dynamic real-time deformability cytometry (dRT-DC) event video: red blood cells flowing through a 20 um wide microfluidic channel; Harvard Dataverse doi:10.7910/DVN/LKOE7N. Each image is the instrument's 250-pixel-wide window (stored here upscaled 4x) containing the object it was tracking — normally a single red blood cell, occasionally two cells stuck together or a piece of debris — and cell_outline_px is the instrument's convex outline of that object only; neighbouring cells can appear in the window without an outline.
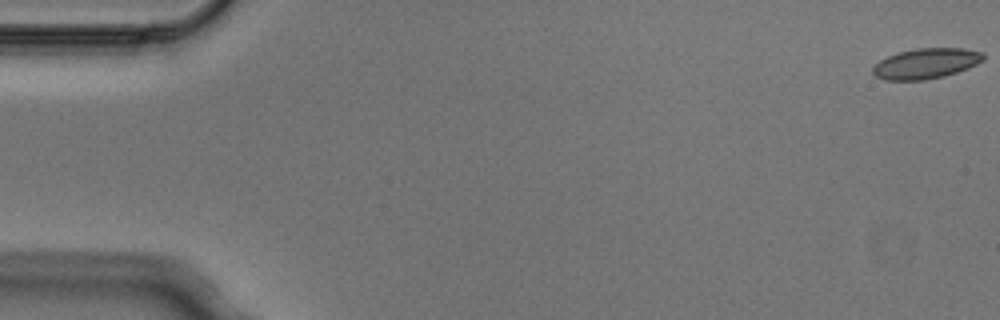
{"species": "Egyptian fruit bat (a non-hibernating species)", "species_latin": "Rousettus aegyptiacus", "temperature_condition": "cold", "stored_images_in_passage": 6, "segment_of_instrument_passage": [1, 2], "camera_frame_rate_fps": 3000, "um_per_image_px": 0.085, "animal": {"sex": "male"}, "frame": {"image": 1, "passage_image": 1, "time_ms": 0.0, "image_size_px": [1000, 320], "cell_outline_px": [[984, 60], [968, 68], [944, 76], [924, 80], [884, 80], [876, 76], [872, 72], [872, 68], [880, 60], [888, 56], [900, 52], [916, 48], [964, 48], [984, 52]], "centroid_in_image_um": [78.72, 5.39], "position_along_channel_um": 6.3, "area_um2": 19.54}}
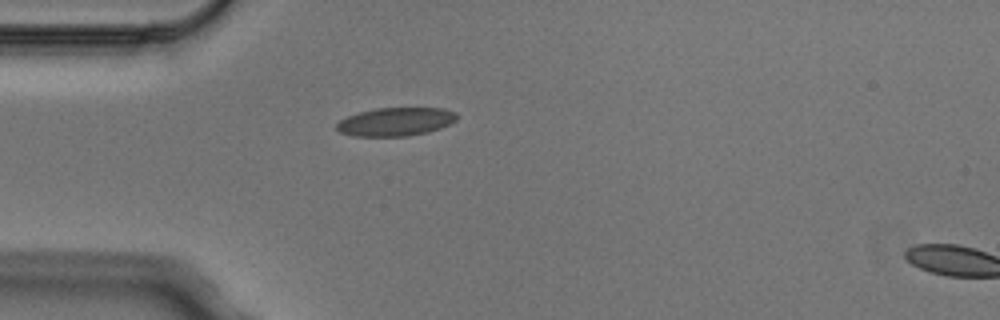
{"frame": {"image": 2, "passage_image": 5, "time_ms": 1.333, "image_size_px": [1000, 320], "cell_outline_px": [[456, 120], [440, 128], [428, 132], [408, 136], [352, 136], [340, 132], [336, 128], [336, 124], [340, 120], [348, 116], [360, 112], [376, 108], [444, 108], [456, 112]], "centroid_in_image_um": [33.62, 10.35], "position_along_channel_um": 51.4, "area_um2": 19.83}}